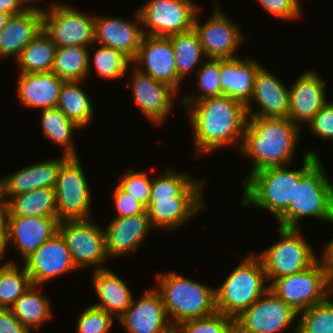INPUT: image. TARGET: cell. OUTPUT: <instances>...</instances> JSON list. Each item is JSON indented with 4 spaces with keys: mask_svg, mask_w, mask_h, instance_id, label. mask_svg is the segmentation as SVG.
<instances>
[{
    "mask_svg": "<svg viewBox=\"0 0 333 333\" xmlns=\"http://www.w3.org/2000/svg\"><path fill=\"white\" fill-rule=\"evenodd\" d=\"M182 105L188 111L198 157L233 145L240 151L248 121L244 104L222 95Z\"/></svg>",
    "mask_w": 333,
    "mask_h": 333,
    "instance_id": "6da1fadb",
    "label": "cell"
},
{
    "mask_svg": "<svg viewBox=\"0 0 333 333\" xmlns=\"http://www.w3.org/2000/svg\"><path fill=\"white\" fill-rule=\"evenodd\" d=\"M301 129L289 118L248 117L241 154L250 158L252 170L290 165L294 159Z\"/></svg>",
    "mask_w": 333,
    "mask_h": 333,
    "instance_id": "7a4b0ae2",
    "label": "cell"
},
{
    "mask_svg": "<svg viewBox=\"0 0 333 333\" xmlns=\"http://www.w3.org/2000/svg\"><path fill=\"white\" fill-rule=\"evenodd\" d=\"M309 149L304 152L303 166L298 170L288 169V165L261 169L242 181L243 206H253L267 210L278 219L294 199L295 182L320 160L317 152Z\"/></svg>",
    "mask_w": 333,
    "mask_h": 333,
    "instance_id": "3957f363",
    "label": "cell"
},
{
    "mask_svg": "<svg viewBox=\"0 0 333 333\" xmlns=\"http://www.w3.org/2000/svg\"><path fill=\"white\" fill-rule=\"evenodd\" d=\"M155 281L174 328L184 321L205 318L216 312L215 287L170 271L158 273Z\"/></svg>",
    "mask_w": 333,
    "mask_h": 333,
    "instance_id": "277c9868",
    "label": "cell"
},
{
    "mask_svg": "<svg viewBox=\"0 0 333 333\" xmlns=\"http://www.w3.org/2000/svg\"><path fill=\"white\" fill-rule=\"evenodd\" d=\"M313 217L333 224V182L319 160L295 182L294 199L277 219L278 226L299 228L302 218Z\"/></svg>",
    "mask_w": 333,
    "mask_h": 333,
    "instance_id": "5b68a950",
    "label": "cell"
},
{
    "mask_svg": "<svg viewBox=\"0 0 333 333\" xmlns=\"http://www.w3.org/2000/svg\"><path fill=\"white\" fill-rule=\"evenodd\" d=\"M249 253L215 288L216 312L236 318L268 289L261 259Z\"/></svg>",
    "mask_w": 333,
    "mask_h": 333,
    "instance_id": "8992f818",
    "label": "cell"
},
{
    "mask_svg": "<svg viewBox=\"0 0 333 333\" xmlns=\"http://www.w3.org/2000/svg\"><path fill=\"white\" fill-rule=\"evenodd\" d=\"M269 289L298 314L333 294V282L321 258L307 269L275 279Z\"/></svg>",
    "mask_w": 333,
    "mask_h": 333,
    "instance_id": "52a82bcc",
    "label": "cell"
},
{
    "mask_svg": "<svg viewBox=\"0 0 333 333\" xmlns=\"http://www.w3.org/2000/svg\"><path fill=\"white\" fill-rule=\"evenodd\" d=\"M280 240L256 255L261 259L268 285L282 276L295 274L310 267L316 255L300 228L278 227Z\"/></svg>",
    "mask_w": 333,
    "mask_h": 333,
    "instance_id": "ba28073f",
    "label": "cell"
},
{
    "mask_svg": "<svg viewBox=\"0 0 333 333\" xmlns=\"http://www.w3.org/2000/svg\"><path fill=\"white\" fill-rule=\"evenodd\" d=\"M58 232L65 239L77 269H104L110 259L106 253L105 230L92 219L59 221Z\"/></svg>",
    "mask_w": 333,
    "mask_h": 333,
    "instance_id": "9c48e42d",
    "label": "cell"
},
{
    "mask_svg": "<svg viewBox=\"0 0 333 333\" xmlns=\"http://www.w3.org/2000/svg\"><path fill=\"white\" fill-rule=\"evenodd\" d=\"M95 15L62 2H51L43 14V30L57 47L94 45Z\"/></svg>",
    "mask_w": 333,
    "mask_h": 333,
    "instance_id": "30bf717a",
    "label": "cell"
},
{
    "mask_svg": "<svg viewBox=\"0 0 333 333\" xmlns=\"http://www.w3.org/2000/svg\"><path fill=\"white\" fill-rule=\"evenodd\" d=\"M79 157L61 166L55 186L58 220L91 219V190Z\"/></svg>",
    "mask_w": 333,
    "mask_h": 333,
    "instance_id": "8fae6325",
    "label": "cell"
},
{
    "mask_svg": "<svg viewBox=\"0 0 333 333\" xmlns=\"http://www.w3.org/2000/svg\"><path fill=\"white\" fill-rule=\"evenodd\" d=\"M197 7L193 0H147L137 11L144 35L168 37L194 27Z\"/></svg>",
    "mask_w": 333,
    "mask_h": 333,
    "instance_id": "7c38bea8",
    "label": "cell"
},
{
    "mask_svg": "<svg viewBox=\"0 0 333 333\" xmlns=\"http://www.w3.org/2000/svg\"><path fill=\"white\" fill-rule=\"evenodd\" d=\"M215 10L209 19L200 23L197 12L194 29L197 31L203 53L206 58L232 59L239 57L236 52L247 39L243 36L237 22L221 10L219 1L215 0ZM219 6V7H218Z\"/></svg>",
    "mask_w": 333,
    "mask_h": 333,
    "instance_id": "4fadbf2b",
    "label": "cell"
},
{
    "mask_svg": "<svg viewBox=\"0 0 333 333\" xmlns=\"http://www.w3.org/2000/svg\"><path fill=\"white\" fill-rule=\"evenodd\" d=\"M298 317L296 311L268 289L236 318L246 333H284ZM295 326L292 333H297Z\"/></svg>",
    "mask_w": 333,
    "mask_h": 333,
    "instance_id": "5bb4252c",
    "label": "cell"
},
{
    "mask_svg": "<svg viewBox=\"0 0 333 333\" xmlns=\"http://www.w3.org/2000/svg\"><path fill=\"white\" fill-rule=\"evenodd\" d=\"M130 82L125 85L132 88V98L137 107L155 125H161L173 110L175 97L179 94L170 85L157 81L150 75L144 74L134 66Z\"/></svg>",
    "mask_w": 333,
    "mask_h": 333,
    "instance_id": "9a60e30c",
    "label": "cell"
},
{
    "mask_svg": "<svg viewBox=\"0 0 333 333\" xmlns=\"http://www.w3.org/2000/svg\"><path fill=\"white\" fill-rule=\"evenodd\" d=\"M23 265L32 284L37 286L77 270L66 241L59 232L26 258Z\"/></svg>",
    "mask_w": 333,
    "mask_h": 333,
    "instance_id": "2e32d148",
    "label": "cell"
},
{
    "mask_svg": "<svg viewBox=\"0 0 333 333\" xmlns=\"http://www.w3.org/2000/svg\"><path fill=\"white\" fill-rule=\"evenodd\" d=\"M132 65L155 80L170 85L179 93L182 80L177 74L174 50L168 37L144 35Z\"/></svg>",
    "mask_w": 333,
    "mask_h": 333,
    "instance_id": "e0dca14e",
    "label": "cell"
},
{
    "mask_svg": "<svg viewBox=\"0 0 333 333\" xmlns=\"http://www.w3.org/2000/svg\"><path fill=\"white\" fill-rule=\"evenodd\" d=\"M134 18L126 20L121 17L96 15L94 44L120 51L133 61L144 37L141 17L137 10Z\"/></svg>",
    "mask_w": 333,
    "mask_h": 333,
    "instance_id": "ac0fdd59",
    "label": "cell"
},
{
    "mask_svg": "<svg viewBox=\"0 0 333 333\" xmlns=\"http://www.w3.org/2000/svg\"><path fill=\"white\" fill-rule=\"evenodd\" d=\"M118 322L126 333H169L174 328L156 288L144 291L137 302L133 298Z\"/></svg>",
    "mask_w": 333,
    "mask_h": 333,
    "instance_id": "d6986e66",
    "label": "cell"
},
{
    "mask_svg": "<svg viewBox=\"0 0 333 333\" xmlns=\"http://www.w3.org/2000/svg\"><path fill=\"white\" fill-rule=\"evenodd\" d=\"M325 86L326 81L317 71L307 70L300 74L289 87L287 118L300 128L307 124L329 101Z\"/></svg>",
    "mask_w": 333,
    "mask_h": 333,
    "instance_id": "ffe728a7",
    "label": "cell"
},
{
    "mask_svg": "<svg viewBox=\"0 0 333 333\" xmlns=\"http://www.w3.org/2000/svg\"><path fill=\"white\" fill-rule=\"evenodd\" d=\"M287 87L263 65L256 73L251 101L246 106L248 117H287L289 111ZM254 103L259 107L253 111Z\"/></svg>",
    "mask_w": 333,
    "mask_h": 333,
    "instance_id": "44dd1931",
    "label": "cell"
},
{
    "mask_svg": "<svg viewBox=\"0 0 333 333\" xmlns=\"http://www.w3.org/2000/svg\"><path fill=\"white\" fill-rule=\"evenodd\" d=\"M69 156L52 158L28 165L0 179L1 194L6 201L11 197L30 193L38 188H55L60 168ZM8 198V199H7Z\"/></svg>",
    "mask_w": 333,
    "mask_h": 333,
    "instance_id": "7402d4cb",
    "label": "cell"
},
{
    "mask_svg": "<svg viewBox=\"0 0 333 333\" xmlns=\"http://www.w3.org/2000/svg\"><path fill=\"white\" fill-rule=\"evenodd\" d=\"M9 246L23 260L58 232V217H7Z\"/></svg>",
    "mask_w": 333,
    "mask_h": 333,
    "instance_id": "603a6c76",
    "label": "cell"
},
{
    "mask_svg": "<svg viewBox=\"0 0 333 333\" xmlns=\"http://www.w3.org/2000/svg\"><path fill=\"white\" fill-rule=\"evenodd\" d=\"M153 229L147 212L131 217L113 218L104 228L108 258H120L137 251Z\"/></svg>",
    "mask_w": 333,
    "mask_h": 333,
    "instance_id": "cb8c5ba5",
    "label": "cell"
},
{
    "mask_svg": "<svg viewBox=\"0 0 333 333\" xmlns=\"http://www.w3.org/2000/svg\"><path fill=\"white\" fill-rule=\"evenodd\" d=\"M263 65L251 57L220 59L222 95L245 106L251 101L257 71Z\"/></svg>",
    "mask_w": 333,
    "mask_h": 333,
    "instance_id": "d4e9b609",
    "label": "cell"
},
{
    "mask_svg": "<svg viewBox=\"0 0 333 333\" xmlns=\"http://www.w3.org/2000/svg\"><path fill=\"white\" fill-rule=\"evenodd\" d=\"M65 80L50 72L19 73L17 96L23 106L44 110L57 107Z\"/></svg>",
    "mask_w": 333,
    "mask_h": 333,
    "instance_id": "484cf974",
    "label": "cell"
},
{
    "mask_svg": "<svg viewBox=\"0 0 333 333\" xmlns=\"http://www.w3.org/2000/svg\"><path fill=\"white\" fill-rule=\"evenodd\" d=\"M43 29V14L24 11L10 16L6 26L0 31V57H19L23 49Z\"/></svg>",
    "mask_w": 333,
    "mask_h": 333,
    "instance_id": "4316f807",
    "label": "cell"
},
{
    "mask_svg": "<svg viewBox=\"0 0 333 333\" xmlns=\"http://www.w3.org/2000/svg\"><path fill=\"white\" fill-rule=\"evenodd\" d=\"M206 207L203 198H173L149 202L146 212L153 229L175 231Z\"/></svg>",
    "mask_w": 333,
    "mask_h": 333,
    "instance_id": "83f0119b",
    "label": "cell"
},
{
    "mask_svg": "<svg viewBox=\"0 0 333 333\" xmlns=\"http://www.w3.org/2000/svg\"><path fill=\"white\" fill-rule=\"evenodd\" d=\"M93 273L92 286L100 300L93 305L119 319L133 299L127 283L108 268L93 270Z\"/></svg>",
    "mask_w": 333,
    "mask_h": 333,
    "instance_id": "f1b7e54d",
    "label": "cell"
},
{
    "mask_svg": "<svg viewBox=\"0 0 333 333\" xmlns=\"http://www.w3.org/2000/svg\"><path fill=\"white\" fill-rule=\"evenodd\" d=\"M163 173L157 178L153 177L149 202L173 198H204L203 188L207 181L170 168Z\"/></svg>",
    "mask_w": 333,
    "mask_h": 333,
    "instance_id": "f546056e",
    "label": "cell"
},
{
    "mask_svg": "<svg viewBox=\"0 0 333 333\" xmlns=\"http://www.w3.org/2000/svg\"><path fill=\"white\" fill-rule=\"evenodd\" d=\"M37 287L41 286H30L10 308L20 323L30 331L38 330L53 316L51 300L40 294Z\"/></svg>",
    "mask_w": 333,
    "mask_h": 333,
    "instance_id": "4dcf8cb0",
    "label": "cell"
},
{
    "mask_svg": "<svg viewBox=\"0 0 333 333\" xmlns=\"http://www.w3.org/2000/svg\"><path fill=\"white\" fill-rule=\"evenodd\" d=\"M7 204L8 217H58L55 188H38L11 197Z\"/></svg>",
    "mask_w": 333,
    "mask_h": 333,
    "instance_id": "1f68e13d",
    "label": "cell"
},
{
    "mask_svg": "<svg viewBox=\"0 0 333 333\" xmlns=\"http://www.w3.org/2000/svg\"><path fill=\"white\" fill-rule=\"evenodd\" d=\"M40 112L43 135L55 145L62 147V154L69 157H79L72 137L74 131L81 128L57 107L44 109Z\"/></svg>",
    "mask_w": 333,
    "mask_h": 333,
    "instance_id": "d6a6232c",
    "label": "cell"
},
{
    "mask_svg": "<svg viewBox=\"0 0 333 333\" xmlns=\"http://www.w3.org/2000/svg\"><path fill=\"white\" fill-rule=\"evenodd\" d=\"M82 81H64L60 90L57 108L81 129L91 124L94 106L88 93L80 87Z\"/></svg>",
    "mask_w": 333,
    "mask_h": 333,
    "instance_id": "836d02e7",
    "label": "cell"
},
{
    "mask_svg": "<svg viewBox=\"0 0 333 333\" xmlns=\"http://www.w3.org/2000/svg\"><path fill=\"white\" fill-rule=\"evenodd\" d=\"M56 48V44L42 29L15 60L20 69L19 73L52 71Z\"/></svg>",
    "mask_w": 333,
    "mask_h": 333,
    "instance_id": "e575fe53",
    "label": "cell"
},
{
    "mask_svg": "<svg viewBox=\"0 0 333 333\" xmlns=\"http://www.w3.org/2000/svg\"><path fill=\"white\" fill-rule=\"evenodd\" d=\"M174 50L178 77L183 80L191 72L199 69L206 58L197 31L194 27L188 31L168 36ZM198 67V68H197Z\"/></svg>",
    "mask_w": 333,
    "mask_h": 333,
    "instance_id": "d590c367",
    "label": "cell"
},
{
    "mask_svg": "<svg viewBox=\"0 0 333 333\" xmlns=\"http://www.w3.org/2000/svg\"><path fill=\"white\" fill-rule=\"evenodd\" d=\"M90 47H57L52 73L68 81H83L88 76V52Z\"/></svg>",
    "mask_w": 333,
    "mask_h": 333,
    "instance_id": "8d00e7d4",
    "label": "cell"
},
{
    "mask_svg": "<svg viewBox=\"0 0 333 333\" xmlns=\"http://www.w3.org/2000/svg\"><path fill=\"white\" fill-rule=\"evenodd\" d=\"M32 285L24 265L19 267L14 260H4L0 265V308H11Z\"/></svg>",
    "mask_w": 333,
    "mask_h": 333,
    "instance_id": "74e56055",
    "label": "cell"
},
{
    "mask_svg": "<svg viewBox=\"0 0 333 333\" xmlns=\"http://www.w3.org/2000/svg\"><path fill=\"white\" fill-rule=\"evenodd\" d=\"M92 65L101 78L114 80L123 77L129 71L132 61L120 51L100 45L93 58L90 50L88 52V76Z\"/></svg>",
    "mask_w": 333,
    "mask_h": 333,
    "instance_id": "f35d334b",
    "label": "cell"
},
{
    "mask_svg": "<svg viewBox=\"0 0 333 333\" xmlns=\"http://www.w3.org/2000/svg\"><path fill=\"white\" fill-rule=\"evenodd\" d=\"M196 71V85L198 91L196 95L187 94L181 100V103H194L196 101L209 98L222 96V89L220 85V59L206 58Z\"/></svg>",
    "mask_w": 333,
    "mask_h": 333,
    "instance_id": "ab89813d",
    "label": "cell"
},
{
    "mask_svg": "<svg viewBox=\"0 0 333 333\" xmlns=\"http://www.w3.org/2000/svg\"><path fill=\"white\" fill-rule=\"evenodd\" d=\"M297 333H333V301L330 297L300 312Z\"/></svg>",
    "mask_w": 333,
    "mask_h": 333,
    "instance_id": "60d3db41",
    "label": "cell"
},
{
    "mask_svg": "<svg viewBox=\"0 0 333 333\" xmlns=\"http://www.w3.org/2000/svg\"><path fill=\"white\" fill-rule=\"evenodd\" d=\"M148 171L126 170L120 177L118 185L137 201L148 206L151 194V185L153 177L150 178Z\"/></svg>",
    "mask_w": 333,
    "mask_h": 333,
    "instance_id": "b9f144b4",
    "label": "cell"
},
{
    "mask_svg": "<svg viewBox=\"0 0 333 333\" xmlns=\"http://www.w3.org/2000/svg\"><path fill=\"white\" fill-rule=\"evenodd\" d=\"M114 317L94 305L84 309L76 324L77 333H109Z\"/></svg>",
    "mask_w": 333,
    "mask_h": 333,
    "instance_id": "7bdbcfd3",
    "label": "cell"
},
{
    "mask_svg": "<svg viewBox=\"0 0 333 333\" xmlns=\"http://www.w3.org/2000/svg\"><path fill=\"white\" fill-rule=\"evenodd\" d=\"M231 318L230 316L215 312L205 318L184 321L175 328L180 333H223L224 325Z\"/></svg>",
    "mask_w": 333,
    "mask_h": 333,
    "instance_id": "ee69618b",
    "label": "cell"
},
{
    "mask_svg": "<svg viewBox=\"0 0 333 333\" xmlns=\"http://www.w3.org/2000/svg\"><path fill=\"white\" fill-rule=\"evenodd\" d=\"M261 7L275 18L295 20L302 14V5L297 0H257Z\"/></svg>",
    "mask_w": 333,
    "mask_h": 333,
    "instance_id": "f6af8a7d",
    "label": "cell"
},
{
    "mask_svg": "<svg viewBox=\"0 0 333 333\" xmlns=\"http://www.w3.org/2000/svg\"><path fill=\"white\" fill-rule=\"evenodd\" d=\"M113 190V207L115 208V218L136 216L146 212V207L125 192L118 184Z\"/></svg>",
    "mask_w": 333,
    "mask_h": 333,
    "instance_id": "bcb514c9",
    "label": "cell"
},
{
    "mask_svg": "<svg viewBox=\"0 0 333 333\" xmlns=\"http://www.w3.org/2000/svg\"><path fill=\"white\" fill-rule=\"evenodd\" d=\"M307 125L315 137L333 140V101H328Z\"/></svg>",
    "mask_w": 333,
    "mask_h": 333,
    "instance_id": "7dc6e473",
    "label": "cell"
},
{
    "mask_svg": "<svg viewBox=\"0 0 333 333\" xmlns=\"http://www.w3.org/2000/svg\"><path fill=\"white\" fill-rule=\"evenodd\" d=\"M0 333H31L16 318L10 308H0Z\"/></svg>",
    "mask_w": 333,
    "mask_h": 333,
    "instance_id": "c3c4849f",
    "label": "cell"
},
{
    "mask_svg": "<svg viewBox=\"0 0 333 333\" xmlns=\"http://www.w3.org/2000/svg\"><path fill=\"white\" fill-rule=\"evenodd\" d=\"M322 251L323 255L321 254L320 258L322 259L328 275L333 282V238H331L329 242L325 244L324 250Z\"/></svg>",
    "mask_w": 333,
    "mask_h": 333,
    "instance_id": "681fc988",
    "label": "cell"
},
{
    "mask_svg": "<svg viewBox=\"0 0 333 333\" xmlns=\"http://www.w3.org/2000/svg\"><path fill=\"white\" fill-rule=\"evenodd\" d=\"M0 11L5 12L10 16L18 15L24 12L17 0H0Z\"/></svg>",
    "mask_w": 333,
    "mask_h": 333,
    "instance_id": "f907efd6",
    "label": "cell"
},
{
    "mask_svg": "<svg viewBox=\"0 0 333 333\" xmlns=\"http://www.w3.org/2000/svg\"><path fill=\"white\" fill-rule=\"evenodd\" d=\"M9 248L8 228H0V261L6 259V251Z\"/></svg>",
    "mask_w": 333,
    "mask_h": 333,
    "instance_id": "816d5d0a",
    "label": "cell"
},
{
    "mask_svg": "<svg viewBox=\"0 0 333 333\" xmlns=\"http://www.w3.org/2000/svg\"><path fill=\"white\" fill-rule=\"evenodd\" d=\"M223 333H246L237 318H231L225 325Z\"/></svg>",
    "mask_w": 333,
    "mask_h": 333,
    "instance_id": "f5cc1de1",
    "label": "cell"
},
{
    "mask_svg": "<svg viewBox=\"0 0 333 333\" xmlns=\"http://www.w3.org/2000/svg\"><path fill=\"white\" fill-rule=\"evenodd\" d=\"M8 204L0 192V228H8Z\"/></svg>",
    "mask_w": 333,
    "mask_h": 333,
    "instance_id": "db71d44e",
    "label": "cell"
},
{
    "mask_svg": "<svg viewBox=\"0 0 333 333\" xmlns=\"http://www.w3.org/2000/svg\"><path fill=\"white\" fill-rule=\"evenodd\" d=\"M32 1H33V3H32ZM37 1H41V0H17L18 4L24 11H34V12H38L40 14H44L48 8H46V9H44V7L41 8L42 6H37V4L32 5V4H34V2L36 3ZM30 2H31V5L30 4L27 5V3H30Z\"/></svg>",
    "mask_w": 333,
    "mask_h": 333,
    "instance_id": "11a10c76",
    "label": "cell"
},
{
    "mask_svg": "<svg viewBox=\"0 0 333 333\" xmlns=\"http://www.w3.org/2000/svg\"><path fill=\"white\" fill-rule=\"evenodd\" d=\"M9 18H10L9 14L0 11V31L6 26V23Z\"/></svg>",
    "mask_w": 333,
    "mask_h": 333,
    "instance_id": "9f6ffc18",
    "label": "cell"
},
{
    "mask_svg": "<svg viewBox=\"0 0 333 333\" xmlns=\"http://www.w3.org/2000/svg\"><path fill=\"white\" fill-rule=\"evenodd\" d=\"M169 333H180L176 328H173Z\"/></svg>",
    "mask_w": 333,
    "mask_h": 333,
    "instance_id": "6f0895ef",
    "label": "cell"
}]
</instances>
